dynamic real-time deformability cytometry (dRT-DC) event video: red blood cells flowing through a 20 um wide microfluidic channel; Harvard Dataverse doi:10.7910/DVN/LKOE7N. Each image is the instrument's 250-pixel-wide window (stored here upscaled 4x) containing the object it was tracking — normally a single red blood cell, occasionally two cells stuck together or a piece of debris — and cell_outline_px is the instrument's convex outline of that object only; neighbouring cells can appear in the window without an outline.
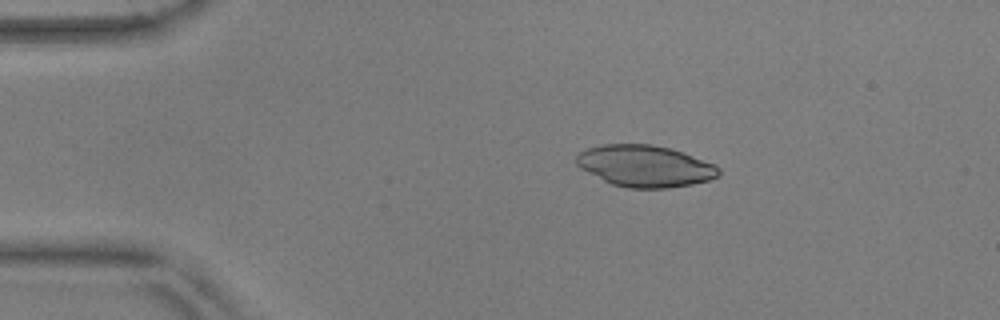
{"species": "common noctule bat (a hibernating species)", "species_latin": "Nyctalus noctula", "temperature_condition": "warm", "stored_images_in_passage": 53, "camera_frame_rate_fps": 3000, "um_per_image_px": 0.085, "animal": {"sex": "male", "body_mass_g": 17.9, "forearm_length_mm": 54.2}, "frame": {"image": 1, "passage_image": 9, "time_ms": 2.667, "image_size_px": [1000, 320], "cell_outline_px": [[720, 176], [708, 180], [692, 184], [668, 188], [628, 188], [612, 184], [580, 168], [576, 164], [576, 156], [580, 152], [588, 148], [604, 144], [652, 144], [684, 152], [716, 164], [720, 168]], "centroid_in_image_um": [54.86, 14.11], "position_along_channel_um": 30.1, "area_um2": 34.56}}
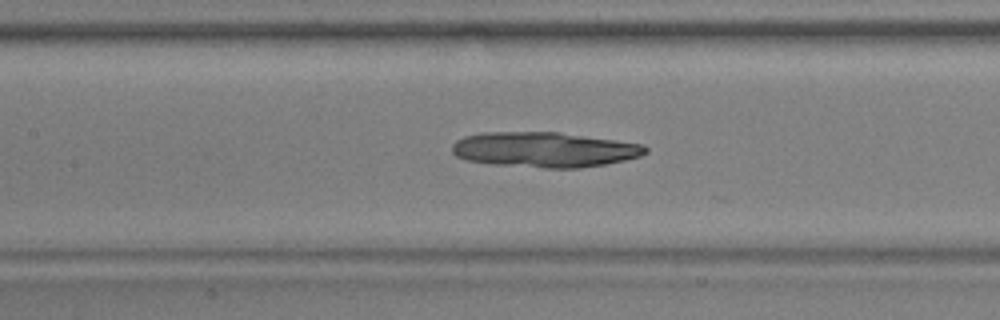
{"frame": {"image": 2, "passage_image": 24, "time_ms": 7.667, "image_size_px": [1000, 320], "cell_outline_px": [[648, 152], [640, 156], [624, 160], [604, 164], [580, 168], [544, 168], [492, 164], [464, 160], [456, 156], [452, 152], [452, 144], [456, 140], [464, 136], [484, 132], [560, 132], [644, 144], [648, 148]], "centroid_in_image_um": [46.26, 12.72], "position_along_channel_um": 161.1, "area_um2": 39.88}}
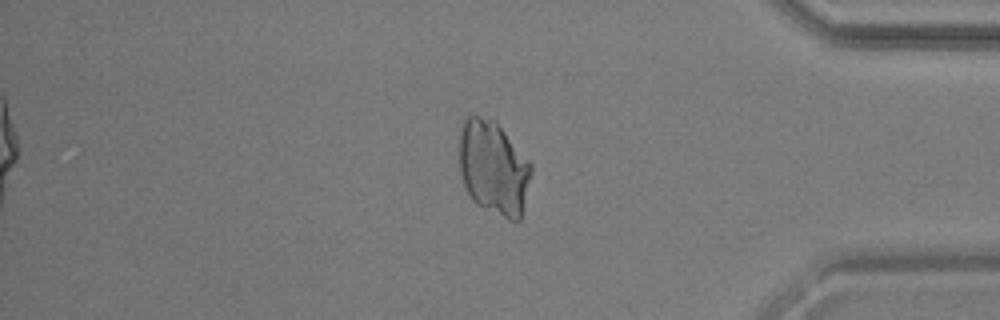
{"frame": {"image": 3, "passage_image": 45, "time_ms": 14.667, "image_size_px": [1000, 320], "cell_outline_px": [[532, 172], [520, 220], [508, 220], [476, 204], [472, 200], [464, 184], [460, 172], [460, 128], [464, 120], [468, 116], [480, 116], [496, 120], [532, 164]], "centroid_in_image_um": [41.95, 14.25], "position_along_channel_um": 393.2, "area_um2": 39.54}}